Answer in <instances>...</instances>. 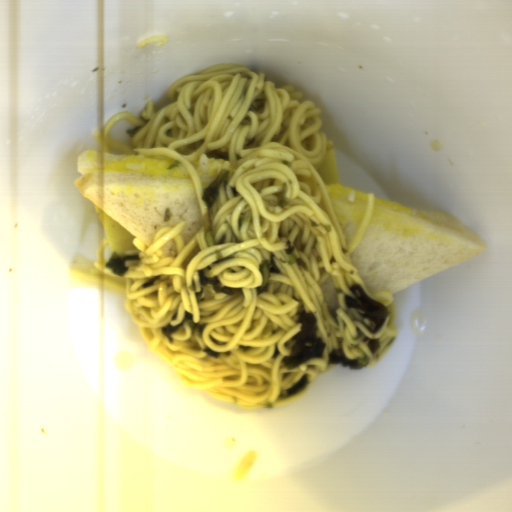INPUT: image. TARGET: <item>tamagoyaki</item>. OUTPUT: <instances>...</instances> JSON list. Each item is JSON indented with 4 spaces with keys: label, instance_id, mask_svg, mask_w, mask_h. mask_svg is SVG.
<instances>
[{
    "label": "tamagoyaki",
    "instance_id": "833754b4",
    "mask_svg": "<svg viewBox=\"0 0 512 512\" xmlns=\"http://www.w3.org/2000/svg\"><path fill=\"white\" fill-rule=\"evenodd\" d=\"M326 141L324 160L318 168L323 185H340L334 140Z\"/></svg>",
    "mask_w": 512,
    "mask_h": 512
},
{
    "label": "tamagoyaki",
    "instance_id": "81b7327e",
    "mask_svg": "<svg viewBox=\"0 0 512 512\" xmlns=\"http://www.w3.org/2000/svg\"><path fill=\"white\" fill-rule=\"evenodd\" d=\"M94 211L103 228L109 248L118 257H126L128 249H135L133 240L136 239L120 222L99 208L94 202Z\"/></svg>",
    "mask_w": 512,
    "mask_h": 512
}]
</instances>
